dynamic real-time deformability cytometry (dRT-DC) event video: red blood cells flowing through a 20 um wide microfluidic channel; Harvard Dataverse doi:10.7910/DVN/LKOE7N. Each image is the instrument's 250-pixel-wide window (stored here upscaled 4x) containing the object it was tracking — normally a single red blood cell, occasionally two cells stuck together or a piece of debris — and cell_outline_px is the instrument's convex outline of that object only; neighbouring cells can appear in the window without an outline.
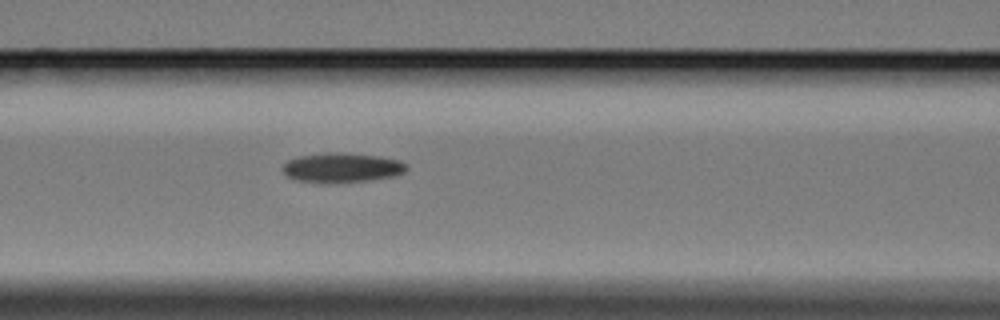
{"species": "Egyptian fruit bat (a non-hibernating species)", "species_latin": "Rousettus aegyptiacus", "temperature_condition": "cold", "stored_images_in_passage": 4, "segment_of_instrument_passage": [1, 2], "camera_frame_rate_fps": 3000, "um_per_image_px": 0.085, "animal": {"sex": "female"}, "frame": {"image": 1, "passage_image": 3, "time_ms": 3.333, "image_size_px": [1000, 320], "cell_outline_px": [[408, 168], [404, 172], [396, 176], [368, 180], [300, 180], [288, 176], [284, 172], [284, 164], [288, 160], [300, 156], [324, 152], [340, 152], [380, 156], [400, 160], [408, 164]], "centroid_in_image_um": [29.16, 14.19], "position_along_channel_um": 137.4, "area_um2": 20.52}}